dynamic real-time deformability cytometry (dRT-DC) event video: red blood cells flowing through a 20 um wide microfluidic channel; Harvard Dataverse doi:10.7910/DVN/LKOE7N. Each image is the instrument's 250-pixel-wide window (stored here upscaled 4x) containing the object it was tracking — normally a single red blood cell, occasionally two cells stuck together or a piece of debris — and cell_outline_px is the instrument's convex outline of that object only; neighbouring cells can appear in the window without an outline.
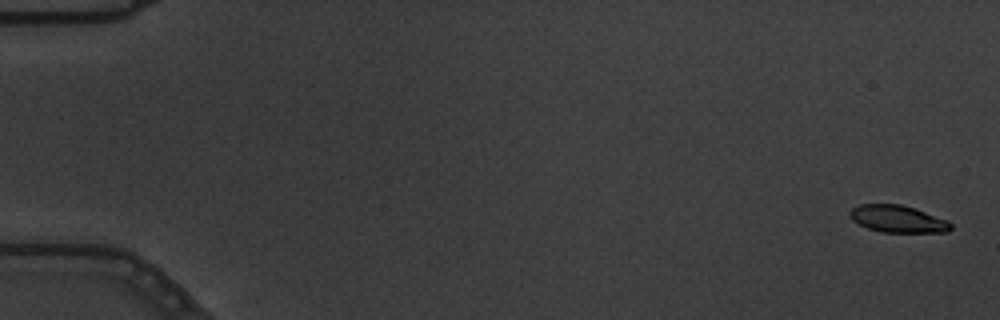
{"species": "common noctule bat (a hibernating species)", "species_latin": "Nyctalus noctula", "temperature_condition": "warm", "stored_images_in_passage": 7, "camera_frame_rate_fps": 3000, "um_per_image_px": 0.085, "animal": {"sex": "male", "body_mass_g": 19.5, "forearm_length_mm": 54.6}, "frame": {"image": 1, "passage_image": 7, "time_ms": 2.0, "image_size_px": [1000, 320], "cell_outline_px": [[952, 228], [948, 232], [880, 232], [868, 228], [852, 220], [848, 216], [848, 212], [852, 208], [860, 204], [900, 204], [916, 208], [948, 220], [952, 224]], "centroid_in_image_um": [76.31, 18.6], "position_along_channel_um": 8.7, "area_um2": 16.13}}